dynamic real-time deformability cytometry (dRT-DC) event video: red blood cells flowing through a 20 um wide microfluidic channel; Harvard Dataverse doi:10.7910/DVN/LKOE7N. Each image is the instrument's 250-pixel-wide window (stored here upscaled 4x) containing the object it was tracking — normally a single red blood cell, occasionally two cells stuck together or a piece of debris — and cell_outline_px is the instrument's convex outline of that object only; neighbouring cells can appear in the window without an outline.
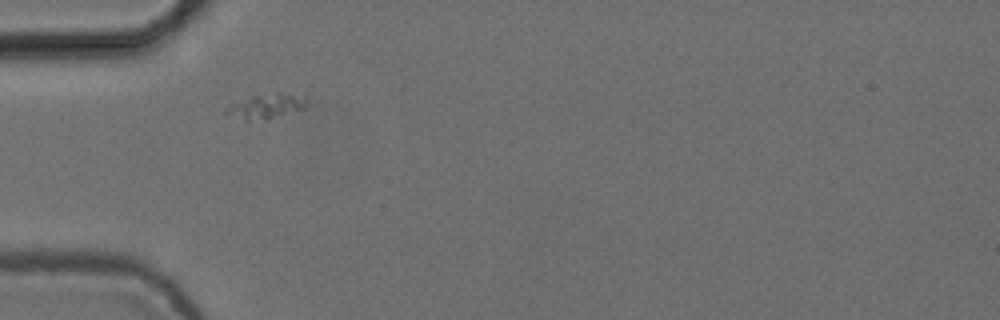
{"species": "common noctule bat (a hibernating species)", "species_latin": "Nyctalus noctula", "temperature_condition": "cold", "stored_images_in_passage": 10, "camera_frame_rate_fps": 3000, "um_per_image_px": 0.085, "animal": {"sex": "female", "body_mass_g": 24.6, "forearm_length_mm": 56.2}, "frame": {"image": 1, "passage_image": 1, "time_ms": 0.0, "image_size_px": [1000, 320], "cell_outline_px": [[308, 104], [304, 108], [268, 120], [244, 120], [224, 112], [224, 108], [232, 104], [252, 96], [276, 92], [280, 92], [304, 96]], "centroid_in_image_um": [22.66, 9.03], "position_along_channel_um": 62.3, "area_um2": 11.56}}
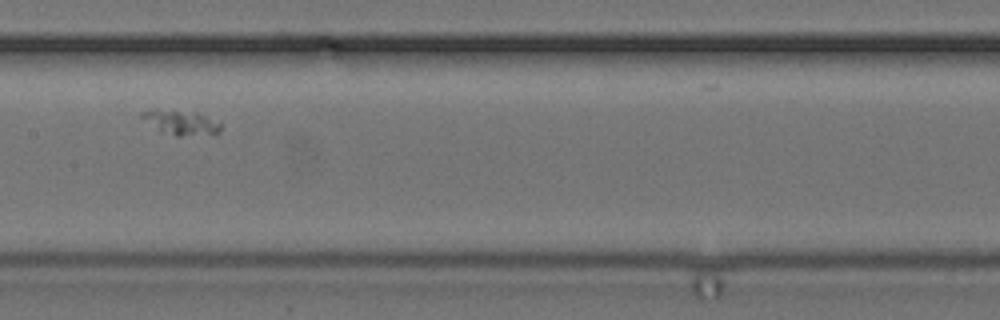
{"frame": {"image": 2, "passage_image": 4, "time_ms": 1.0, "image_size_px": [1000, 320], "cell_outline_px": [[220, 132], [216, 136], [176, 136], [160, 132], [140, 116], [140, 112], [196, 112], [220, 124]], "centroid_in_image_um": [15.49, 10.51], "position_along_channel_um": 191.9, "area_um2": 10.81}}
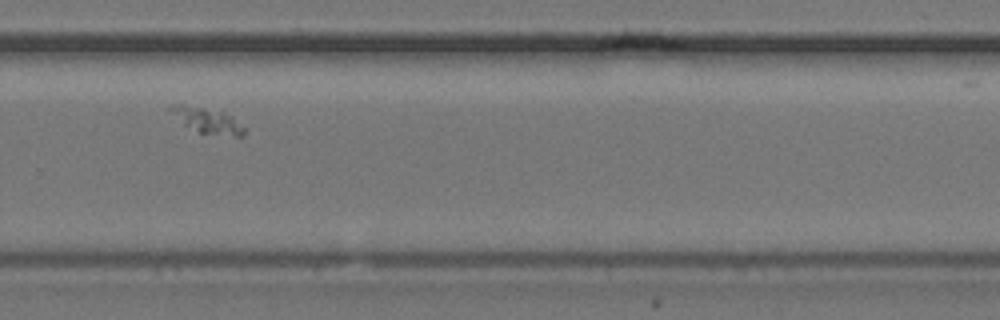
{"frame": {"image": 3, "passage_image": 7, "time_ms": 2.0, "image_size_px": [1000, 320], "cell_outline_px": [[248, 128], [244, 136], [236, 136], [200, 132], [184, 124], [168, 112], [168, 108], [180, 104], [184, 104], [224, 112]], "centroid_in_image_um": [17.66, 10.24], "position_along_channel_um": 312.1, "area_um2": 10.75}}